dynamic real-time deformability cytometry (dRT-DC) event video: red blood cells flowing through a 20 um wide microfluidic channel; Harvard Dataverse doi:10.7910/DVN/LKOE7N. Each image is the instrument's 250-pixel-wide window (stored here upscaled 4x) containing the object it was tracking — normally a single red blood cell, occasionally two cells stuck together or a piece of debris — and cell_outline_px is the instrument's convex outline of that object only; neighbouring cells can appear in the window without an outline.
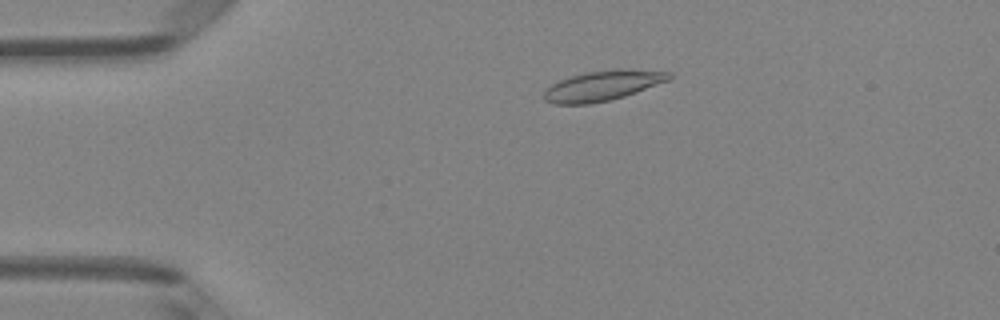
{"species": "Egyptian fruit bat (a non-hibernating species)", "species_latin": "Rousettus aegyptiacus", "temperature_condition": "room temperature", "stored_images_in_passage": 4, "camera_frame_rate_fps": 3000, "um_per_image_px": 0.085, "animal": {"sex": "female"}, "frame": {"image": 1, "passage_image": 3, "time_ms": 2.333, "image_size_px": [1000, 320], "cell_outline_px": [[672, 76], [668, 80], [636, 92], [624, 96], [608, 100], [588, 104], [552, 104], [544, 100], [544, 92], [552, 84], [560, 80], [572, 76], [588, 72], [620, 68], [672, 72]], "centroid_in_image_um": [51.23, 7.28], "position_along_channel_um": 33.8, "area_um2": 21.68}}